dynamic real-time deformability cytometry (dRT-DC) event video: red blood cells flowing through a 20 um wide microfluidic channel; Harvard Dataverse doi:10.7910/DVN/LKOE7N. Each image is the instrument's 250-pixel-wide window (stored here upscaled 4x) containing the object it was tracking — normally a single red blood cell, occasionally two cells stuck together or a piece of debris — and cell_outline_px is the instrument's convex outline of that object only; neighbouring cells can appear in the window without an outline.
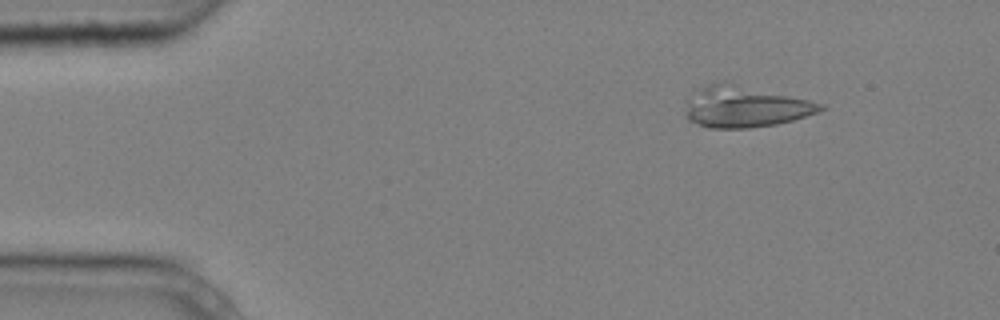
{"species": "common noctule bat (a hibernating species)", "species_latin": "Nyctalus noctula", "temperature_condition": "cold", "stored_images_in_passage": 4, "camera_frame_rate_fps": 3000, "um_per_image_px": 0.085, "animal": {"sex": "male", "body_mass_g": 20.4}, "frame": {"image": 1, "passage_image": 2, "time_ms": 0.333, "image_size_px": [1000, 320], "cell_outline_px": [[828, 108], [820, 112], [792, 120], [776, 124], [748, 128], [708, 128], [688, 120], [688, 100], [704, 88], [712, 84], [716, 84], [788, 96], [808, 100], [824, 104]], "centroid_in_image_um": [63.42, 9.17], "position_along_channel_um": 21.6, "area_um2": 30.23}}